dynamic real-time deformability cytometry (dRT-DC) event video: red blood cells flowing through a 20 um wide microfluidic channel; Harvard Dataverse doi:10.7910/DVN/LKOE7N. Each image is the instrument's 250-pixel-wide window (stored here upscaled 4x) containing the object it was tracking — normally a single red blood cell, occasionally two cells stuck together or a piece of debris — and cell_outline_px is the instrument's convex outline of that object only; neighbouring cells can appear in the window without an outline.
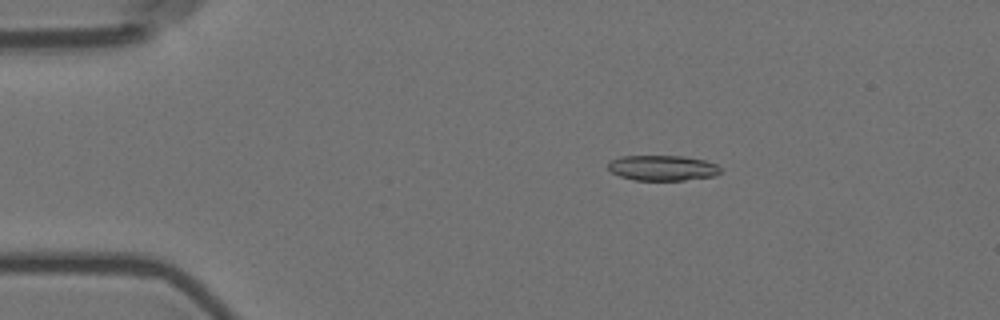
{"species": "Egyptian fruit bat (a non-hibernating species)", "species_latin": "Rousettus aegyptiacus", "temperature_condition": "room temperature", "stored_images_in_passage": 6, "camera_frame_rate_fps": 3000, "um_per_image_px": 0.085, "animal": {"sex": "female"}, "frame": {"image": 1, "passage_image": 3, "time_ms": 0.667, "image_size_px": [1000, 320], "cell_outline_px": [[720, 172], [716, 176], [684, 180], [636, 180], [620, 176], [612, 172], [608, 168], [608, 164], [612, 160], [620, 156], [684, 156], [704, 160], [716, 164], [720, 168]], "centroid_in_image_um": [56.33, 14.27], "position_along_channel_um": 28.7, "area_um2": 16.53}}
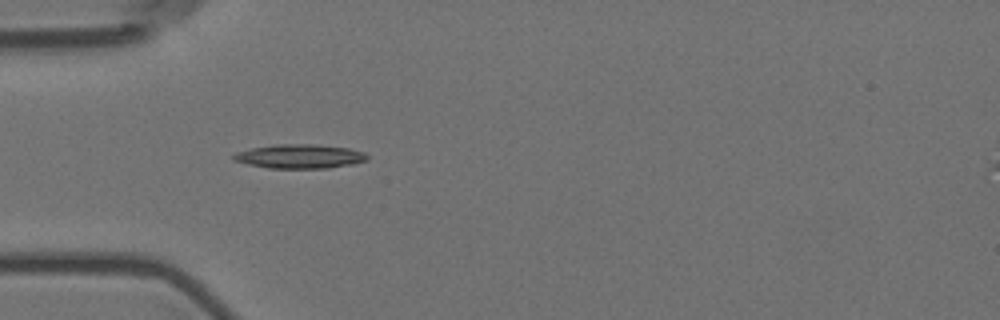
{"frame": {"image": 2, "passage_image": 5, "time_ms": 1.333, "image_size_px": [1000, 320], "cell_outline_px": [[368, 160], [352, 164], [328, 168], [268, 168], [248, 164], [232, 160], [232, 156], [236, 152], [252, 148], [276, 144], [316, 144], [348, 148], [364, 152], [368, 156]], "centroid_in_image_um": [25.47, 13.29], "position_along_channel_um": 59.5, "area_um2": 18.79}}
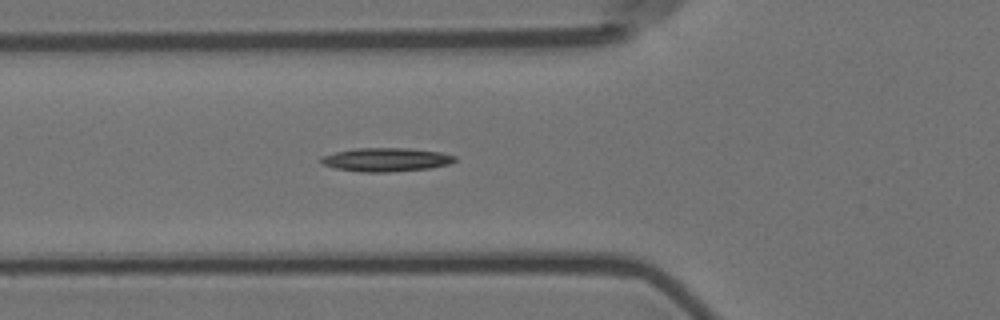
{"frame": {"image": 3, "passage_image": 6, "time_ms": 1.667, "image_size_px": [1000, 320], "cell_outline_px": [[456, 160], [448, 164], [428, 168], [388, 172], [360, 172], [336, 168], [324, 164], [320, 160], [320, 156], [336, 152], [356, 148], [408, 148], [440, 152], [456, 156]], "centroid_in_image_um": [32.8, 13.56], "position_along_channel_um": 93.0, "area_um2": 18.26}}